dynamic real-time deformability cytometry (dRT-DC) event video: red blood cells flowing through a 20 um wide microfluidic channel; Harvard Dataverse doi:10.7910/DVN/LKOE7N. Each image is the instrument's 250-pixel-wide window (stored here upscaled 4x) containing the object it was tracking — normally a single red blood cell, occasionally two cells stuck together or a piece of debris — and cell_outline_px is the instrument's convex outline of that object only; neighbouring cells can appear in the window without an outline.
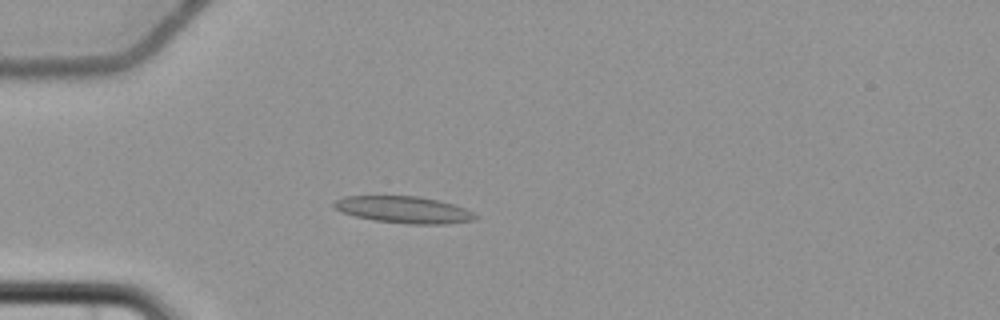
{"species": "common noctule bat (a hibernating species)", "species_latin": "Nyctalus noctula", "temperature_condition": "cold", "stored_images_in_passage": 4, "camera_frame_rate_fps": 3000, "um_per_image_px": 0.085, "animal": {"sex": "female", "body_mass_g": 22.7, "forearm_length_mm": 54.2}, "frame": {"image": 1, "passage_image": 4, "time_ms": 3.667, "image_size_px": [1000, 320], "cell_outline_px": [[480, 216], [476, 220], [444, 224], [408, 224], [376, 220], [356, 216], [340, 212], [332, 204], [336, 200], [344, 196], [420, 196], [452, 204], [464, 208]], "centroid_in_image_um": [34.34, 17.83], "position_along_channel_um": 50.7, "area_um2": 21.96}}